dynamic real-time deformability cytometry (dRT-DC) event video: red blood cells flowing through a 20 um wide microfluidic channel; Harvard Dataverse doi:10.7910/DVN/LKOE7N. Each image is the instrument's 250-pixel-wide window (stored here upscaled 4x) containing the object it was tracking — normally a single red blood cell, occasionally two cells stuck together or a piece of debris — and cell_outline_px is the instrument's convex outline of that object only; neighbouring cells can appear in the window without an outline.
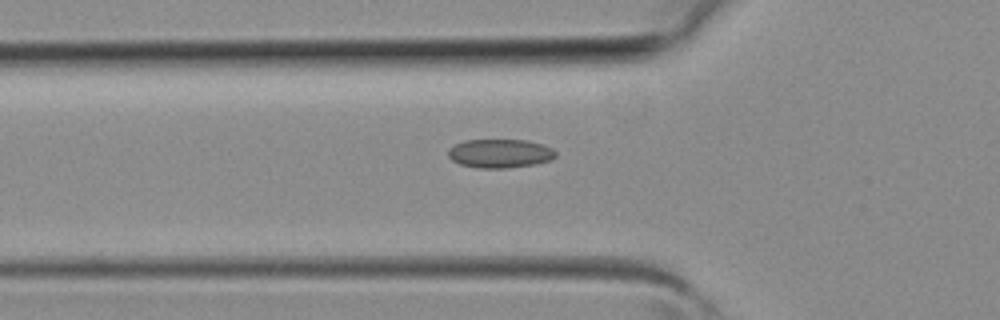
{"species": "common noctule bat (a hibernating species)", "species_latin": "Nyctalus noctula", "temperature_condition": "room temperature", "stored_images_in_passage": 19, "camera_frame_rate_fps": 3000, "um_per_image_px": 0.085, "animal": {"sex": "female", "body_mass_g": 19.3, "forearm_length_mm": 54.1}, "frame": {"image": 1, "passage_image": 10, "time_ms": 3.0, "image_size_px": [1000, 320], "cell_outline_px": [[556, 156], [552, 160], [536, 164], [508, 168], [480, 168], [460, 164], [452, 160], [448, 156], [448, 148], [464, 140], [528, 140], [552, 148], [556, 152]], "centroid_in_image_um": [42.51, 13.04], "position_along_channel_um": 83.3, "area_um2": 18.09}}
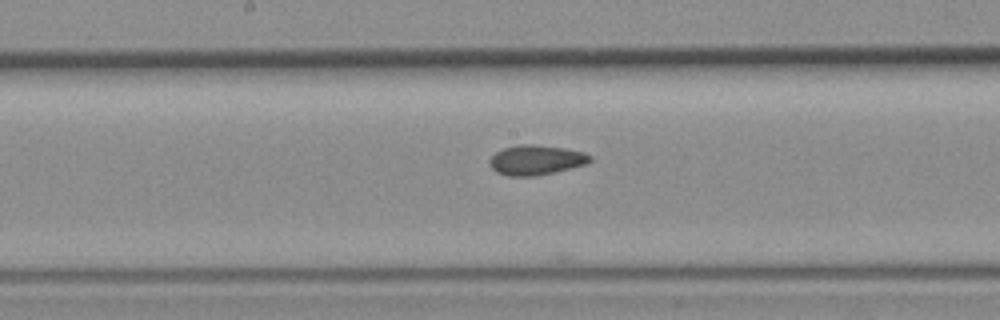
{"frame": {"image": 2, "passage_image": 17, "time_ms": 5.333, "image_size_px": [1000, 320], "cell_outline_px": [[592, 160], [588, 164], [572, 168], [532, 176], [508, 176], [496, 172], [488, 164], [488, 160], [496, 152], [504, 148], [520, 144], [532, 144], [564, 148], [584, 152], [592, 156]], "centroid_in_image_um": [45.56, 13.6], "position_along_channel_um": 202.6, "area_um2": 17.51}}